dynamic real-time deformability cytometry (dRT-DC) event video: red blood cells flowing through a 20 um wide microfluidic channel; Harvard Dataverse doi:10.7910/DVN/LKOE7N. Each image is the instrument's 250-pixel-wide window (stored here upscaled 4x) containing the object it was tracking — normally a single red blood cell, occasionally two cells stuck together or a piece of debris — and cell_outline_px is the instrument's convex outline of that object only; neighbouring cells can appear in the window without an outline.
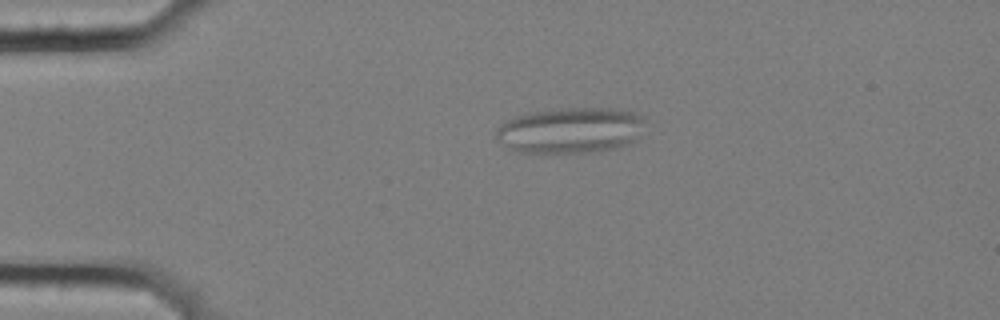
{"species": "common noctule bat (a hibernating species)", "species_latin": "Nyctalus noctula", "temperature_condition": "cold", "stored_images_in_passage": 49, "camera_frame_rate_fps": 3000, "um_per_image_px": 0.085, "animal": {"sex": "female", "body_mass_g": 25.1}, "frame": {"image": 1, "passage_image": 5, "time_ms": 1.333, "image_size_px": [1000, 320], "cell_outline_px": [[648, 120], [636, 140], [628, 144], [616, 148], [592, 152], [516, 152], [500, 144], [496, 140], [496, 128], [500, 124], [512, 116], [532, 112], [568, 108], [608, 108], [632, 112], [644, 116]], "centroid_in_image_um": [48.48, 11.08], "position_along_channel_um": 36.5, "area_um2": 40.11}}
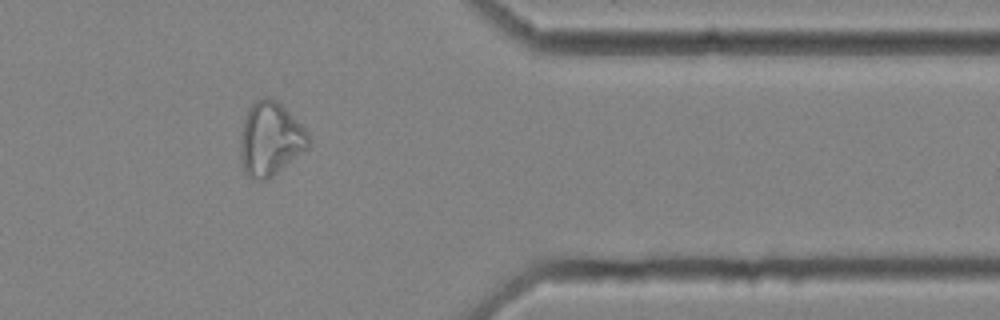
{"frame": {"image": 2, "passage_image": 39, "time_ms": 12.667, "image_size_px": [1000, 320], "cell_outline_px": [[312, 140], [308, 148], [272, 176], [264, 180], [256, 180], [248, 176], [244, 172], [240, 156], [240, 140], [244, 120], [248, 108], [256, 100], [268, 96], [272, 96], [304, 128]], "centroid_in_image_um": [22.96, 11.82], "position_along_channel_um": 388.4, "area_um2": 29.07}}
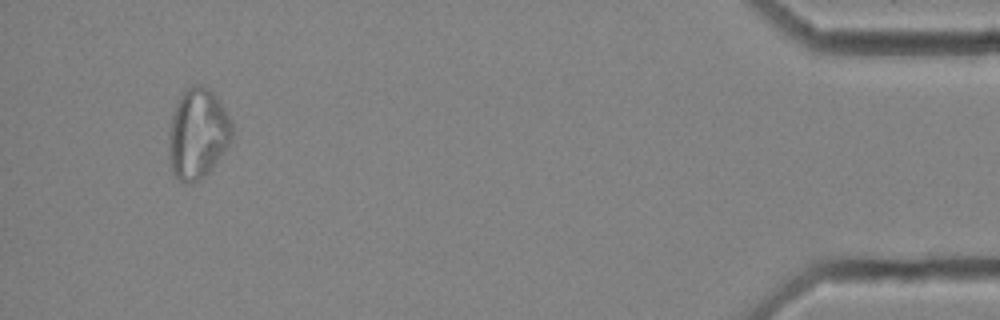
{"frame": {"image": 3, "passage_image": 46, "time_ms": 15.0, "image_size_px": [1000, 320], "cell_outline_px": [[232, 140], [208, 172], [200, 180], [192, 184], [184, 184], [176, 180], [172, 176], [168, 164], [168, 132], [172, 116], [176, 104], [184, 88], [192, 84], [200, 84], [208, 88], [220, 100], [232, 120]], "centroid_in_image_um": [16.77, 11.39], "position_along_channel_um": 418.4, "area_um2": 34.16}}